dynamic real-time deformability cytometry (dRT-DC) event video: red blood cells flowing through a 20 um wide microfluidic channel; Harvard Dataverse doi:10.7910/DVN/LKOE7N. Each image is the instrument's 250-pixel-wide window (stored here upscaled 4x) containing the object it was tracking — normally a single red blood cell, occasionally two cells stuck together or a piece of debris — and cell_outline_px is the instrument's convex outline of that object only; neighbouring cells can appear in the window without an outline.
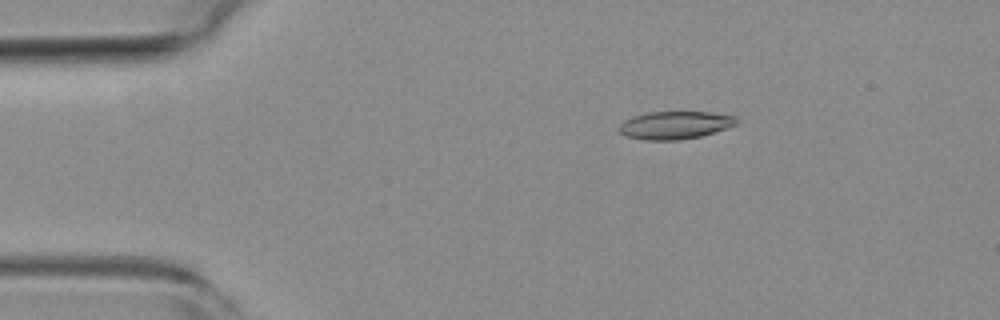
{"species": "common noctule bat (a hibernating species)", "species_latin": "Nyctalus noctula", "temperature_condition": "room temperature", "stored_images_in_passage": 54, "camera_frame_rate_fps": 3000, "um_per_image_px": 0.085, "animal": {"sex": "female", "body_mass_g": 19.3, "forearm_length_mm": 54.1}, "frame": {"image": 1, "passage_image": 9, "time_ms": 2.667, "image_size_px": [1000, 320], "cell_outline_px": [[736, 124], [700, 136], [676, 140], [644, 140], [624, 136], [616, 128], [624, 120], [632, 116], [648, 112], [708, 112], [736, 116]], "centroid_in_image_um": [57.28, 10.63], "position_along_channel_um": 27.7, "area_um2": 18.9}}
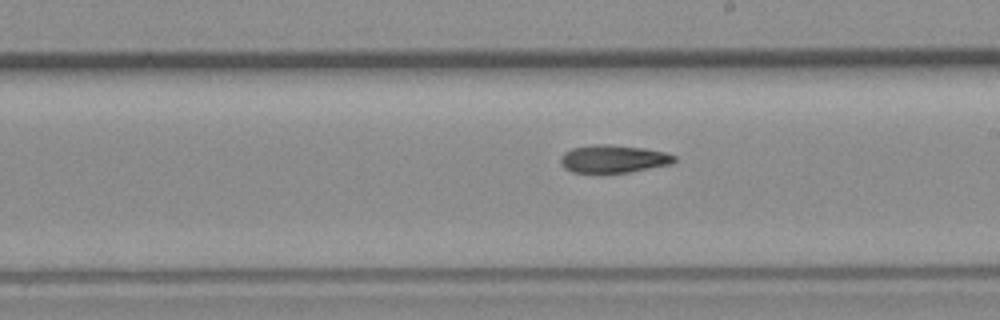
{"frame": {"image": 2, "passage_image": 30, "time_ms": 9.667, "image_size_px": [1000, 320], "cell_outline_px": [[676, 160], [672, 164], [628, 172], [572, 172], [564, 168], [560, 164], [560, 156], [564, 152], [572, 148], [592, 144], [608, 144], [644, 148], [664, 152], [676, 156]], "centroid_in_image_um": [52.11, 13.49], "position_along_channel_um": 236.9, "area_um2": 18.44}}
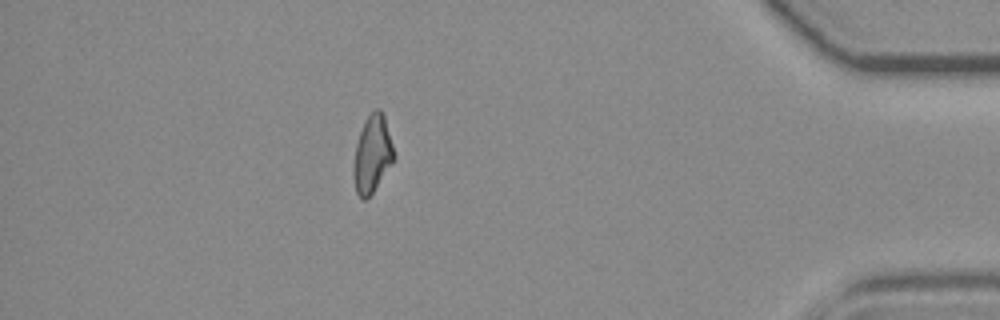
{"frame": {"image": 3, "passage_image": 47, "time_ms": 15.333, "image_size_px": [1000, 320], "cell_outline_px": [[396, 156], [392, 164], [372, 192], [364, 200], [356, 192], [352, 176], [352, 168], [356, 144], [364, 120], [376, 108], [380, 108], [384, 116]], "centroid_in_image_um": [31.63, 13.09], "position_along_channel_um": 403.6, "area_um2": 18.15}}